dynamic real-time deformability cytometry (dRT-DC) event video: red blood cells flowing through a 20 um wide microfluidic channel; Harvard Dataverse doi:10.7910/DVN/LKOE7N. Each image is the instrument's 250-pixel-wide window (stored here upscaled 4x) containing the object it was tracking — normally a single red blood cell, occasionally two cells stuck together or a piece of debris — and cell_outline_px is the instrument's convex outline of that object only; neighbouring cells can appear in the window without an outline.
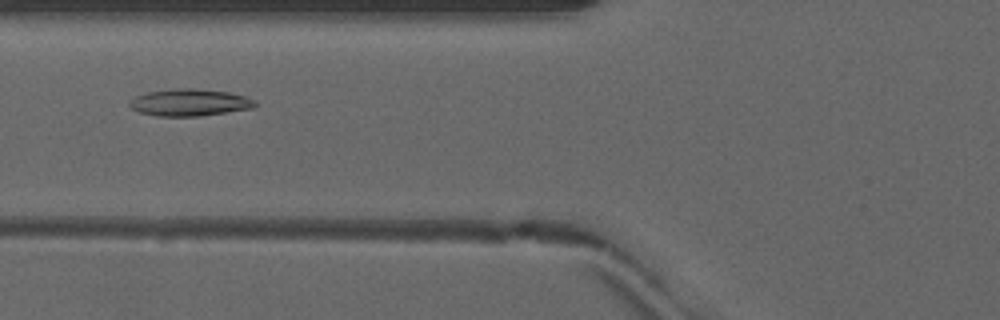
{"species": "common noctule bat (a hibernating species)", "species_latin": "Nyctalus noctula", "temperature_condition": "warm", "stored_images_in_passage": 46, "camera_frame_rate_fps": 3000, "um_per_image_px": 0.085, "animal": {"sex": "male", "forearm_length_mm": 52.5}, "frame": {"image": 1, "passage_image": 16, "time_ms": 5.0, "image_size_px": [1000, 320], "cell_outline_px": [[256, 104], [252, 108], [200, 116], [156, 116], [140, 112], [132, 108], [128, 104], [136, 96], [148, 92], [176, 88], [192, 88], [228, 92], [244, 96], [256, 100]], "centroid_in_image_um": [16.12, 8.71], "position_along_channel_um": 109.7, "area_um2": 19.54}}
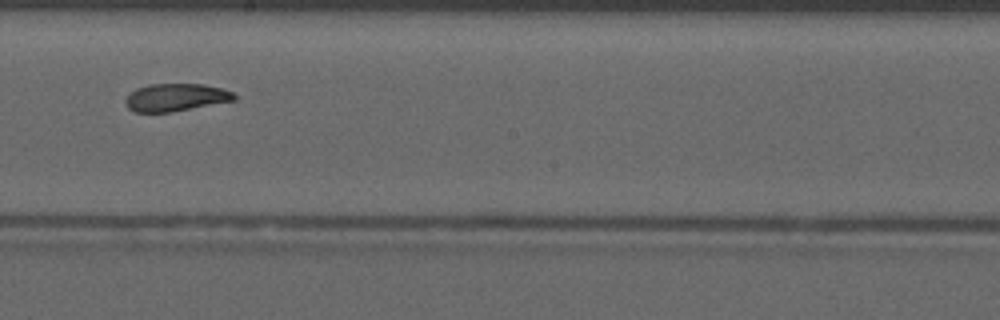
{"frame": {"image": 2, "passage_image": 25, "time_ms": 8.0, "image_size_px": [1000, 320], "cell_outline_px": [[236, 100], [168, 112], [136, 112], [128, 108], [124, 104], [124, 100], [136, 88], [148, 84], [204, 84], [220, 88], [232, 92], [236, 96]], "centroid_in_image_um": [14.91, 8.27], "position_along_channel_um": 233.3, "area_um2": 17.34}}
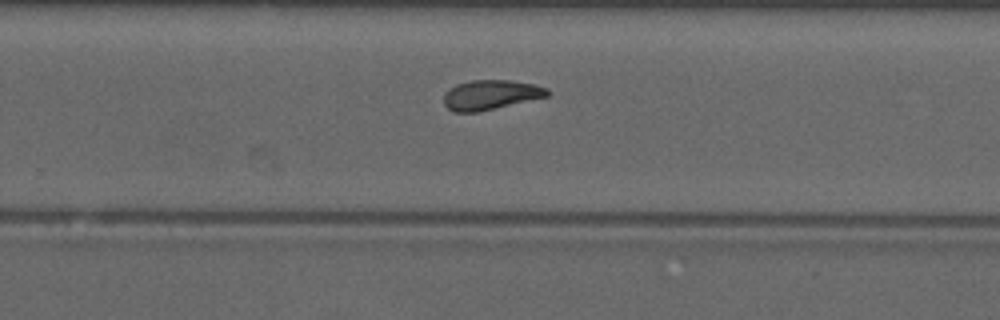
{"frame": {"image": 3, "passage_image": 29, "time_ms": 9.333, "image_size_px": [1000, 320], "cell_outline_px": [[552, 92], [548, 96], [476, 112], [456, 112], [448, 108], [444, 104], [444, 92], [448, 88], [456, 84], [472, 80], [508, 80], [532, 84], [548, 88]], "centroid_in_image_um": [41.69, 8.05], "position_along_channel_um": 288.1, "area_um2": 17.8}, "authors_computed_cell_mechanics": {"area_um2": 18.5827, "velocity_mm_per_s": 4.1216, "shape_relaxation_time_tau1_ms": null, "shape_relaxation_time_tau2_ms": 5.8193, "deformation_change_tau1": null, "deformation_change_tau2": 0.1201}}